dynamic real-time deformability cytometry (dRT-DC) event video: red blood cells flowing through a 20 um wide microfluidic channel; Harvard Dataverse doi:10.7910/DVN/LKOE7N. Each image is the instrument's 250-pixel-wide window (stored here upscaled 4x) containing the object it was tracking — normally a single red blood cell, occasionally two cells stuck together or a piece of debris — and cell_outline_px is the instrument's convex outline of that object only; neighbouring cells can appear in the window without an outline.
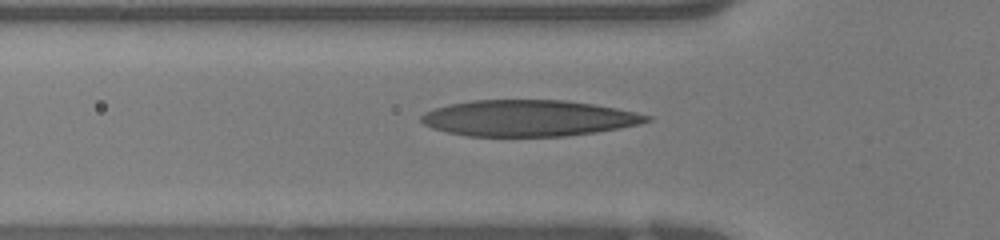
{"species": "human", "species_latin": "Homo sapiens", "temperature_condition": "warm", "stored_images_in_passage": 25, "camera_frame_rate_fps": 3000, "um_per_image_px": 0.085, "donor": {"sex": "female"}, "frame": {"image": 1, "passage_image": 2, "time_ms": 0.333, "image_size_px": [1000, 240], "cell_outline_px": [[652, 120], [640, 124], [620, 128], [596, 132], [564, 136], [468, 136], [448, 132], [432, 128], [424, 124], [420, 120], [420, 116], [424, 112], [448, 104], [472, 100], [564, 100], [592, 104], [616, 108], [636, 112], [652, 116]], "centroid_in_image_um": [44.93, 10.04], "position_along_channel_um": 80.9, "area_um2": 47.57}}
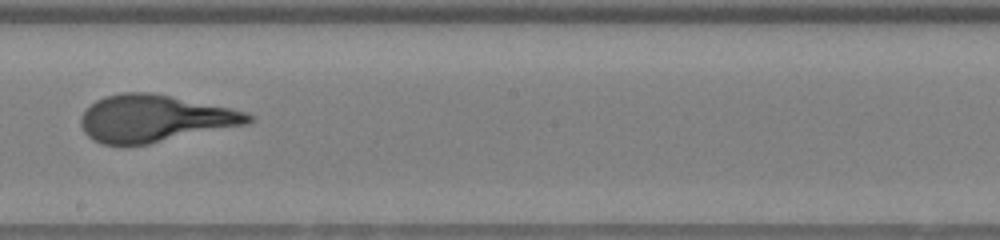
{"frame": {"image": 2, "passage_image": 11, "time_ms": 3.333, "image_size_px": [1000, 240], "cell_outline_px": [[256, 120], [248, 124], [148, 144], [100, 144], [92, 140], [84, 132], [80, 124], [80, 116], [96, 100], [104, 96], [120, 92], [148, 92], [232, 108], [248, 112]], "centroid_in_image_um": [13.14, 10.07], "position_along_channel_um": 235.1, "area_um2": 45.84}}
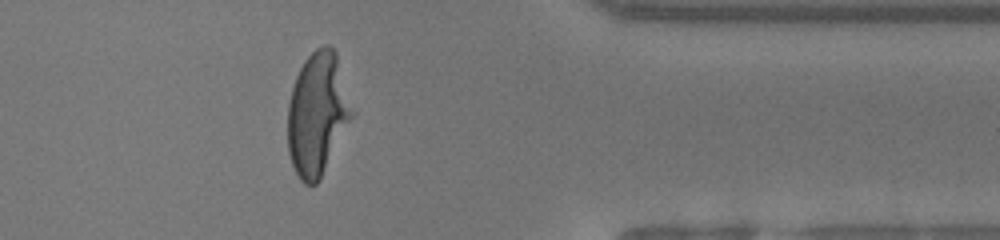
{"frame": {"image": 3, "passage_image": 21, "time_ms": 6.667, "image_size_px": [1000, 240], "cell_outline_px": [[356, 112], [320, 180], [316, 184], [304, 184], [300, 180], [292, 164], [288, 152], [288, 104], [292, 88], [296, 76], [304, 60], [316, 48], [324, 44], [328, 44], [336, 52]], "centroid_in_image_um": [27.02, 9.67], "position_along_channel_um": 384.4, "area_um2": 46.64}}